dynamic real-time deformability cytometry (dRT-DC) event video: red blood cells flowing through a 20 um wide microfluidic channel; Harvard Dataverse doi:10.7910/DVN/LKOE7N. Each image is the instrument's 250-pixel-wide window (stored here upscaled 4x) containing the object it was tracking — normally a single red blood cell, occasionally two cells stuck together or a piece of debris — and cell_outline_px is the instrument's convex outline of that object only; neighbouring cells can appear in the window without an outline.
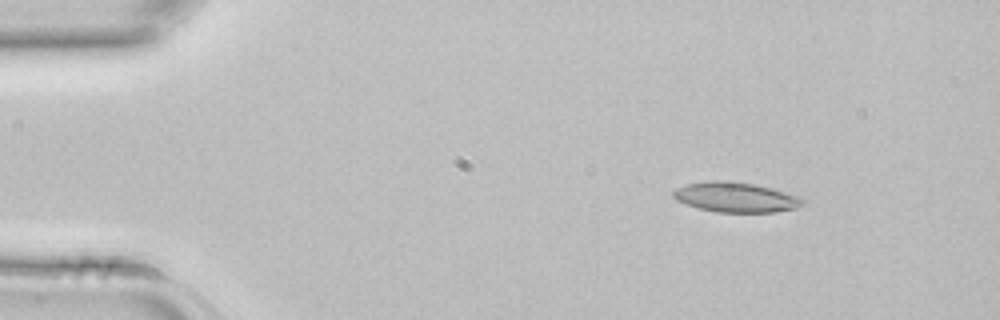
{"species": "common noctule bat (a hibernating species)", "species_latin": "Nyctalus noctula", "temperature_condition": "room temperature", "stored_images_in_passage": 2, "camera_frame_rate_fps": 3000, "um_per_image_px": 0.085, "animal": {"sex": "female", "body_mass_g": 22.7, "forearm_length_mm": 54.2}, "frame": {"image": 1, "passage_image": 1, "time_ms": 0.0, "image_size_px": [1000, 320], "cell_outline_px": [[804, 204], [796, 208], [772, 212], [716, 212], [700, 208], [676, 200], [672, 196], [672, 192], [676, 188], [684, 184], [712, 180], [720, 180], [756, 184], [772, 188], [800, 196], [804, 200]], "centroid_in_image_um": [62.53, 16.75], "position_along_channel_um": 22.5, "area_um2": 22.6}}
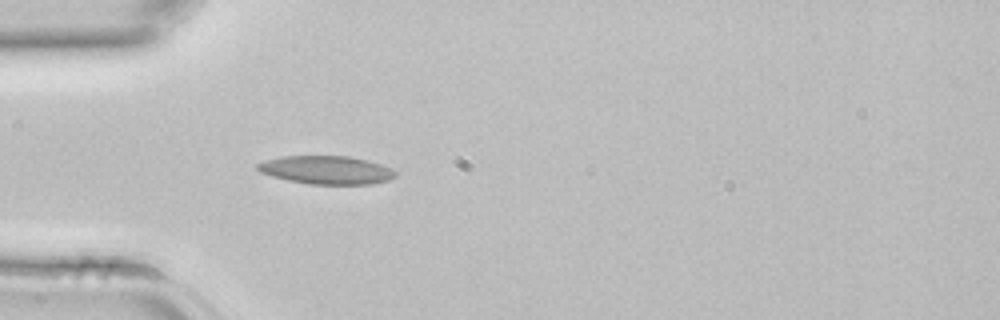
{"frame": {"image": 2, "passage_image": 2, "time_ms": 0.333, "image_size_px": [1000, 320], "cell_outline_px": [[396, 176], [388, 180], [372, 184], [312, 184], [288, 180], [272, 176], [260, 172], [256, 168], [256, 164], [264, 160], [280, 156], [348, 156], [368, 160], [392, 168], [396, 172]], "centroid_in_image_um": [27.74, 14.44], "position_along_channel_um": 57.3, "area_um2": 22.77}}